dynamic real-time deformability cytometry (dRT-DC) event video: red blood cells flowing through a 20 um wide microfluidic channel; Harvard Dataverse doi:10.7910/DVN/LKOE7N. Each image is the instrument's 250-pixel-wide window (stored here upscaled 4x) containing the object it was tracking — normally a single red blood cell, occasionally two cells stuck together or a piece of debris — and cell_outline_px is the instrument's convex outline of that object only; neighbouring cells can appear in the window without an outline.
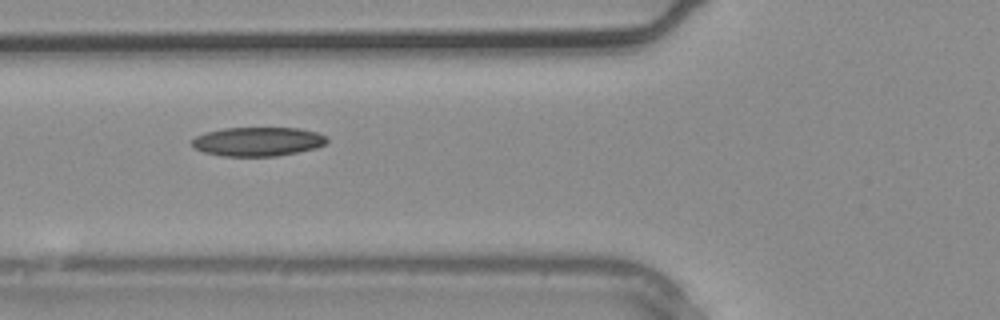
{"species": "common noctule bat (a hibernating species)", "species_latin": "Nyctalus noctula", "temperature_condition": "warm", "stored_images_in_passage": 6, "camera_frame_rate_fps": 3000, "um_per_image_px": 0.085, "animal": {"sex": "male", "body_mass_g": 20.4}, "frame": {"image": 1, "passage_image": 6, "time_ms": 1.667, "image_size_px": [1000, 320], "cell_outline_px": [[328, 140], [324, 144], [316, 148], [276, 156], [224, 156], [204, 152], [196, 148], [192, 144], [192, 140], [196, 136], [208, 132], [224, 128], [300, 128], [316, 132], [328, 136]], "centroid_in_image_um": [21.95, 12.03], "position_along_channel_um": 103.9, "area_um2": 22.66}}